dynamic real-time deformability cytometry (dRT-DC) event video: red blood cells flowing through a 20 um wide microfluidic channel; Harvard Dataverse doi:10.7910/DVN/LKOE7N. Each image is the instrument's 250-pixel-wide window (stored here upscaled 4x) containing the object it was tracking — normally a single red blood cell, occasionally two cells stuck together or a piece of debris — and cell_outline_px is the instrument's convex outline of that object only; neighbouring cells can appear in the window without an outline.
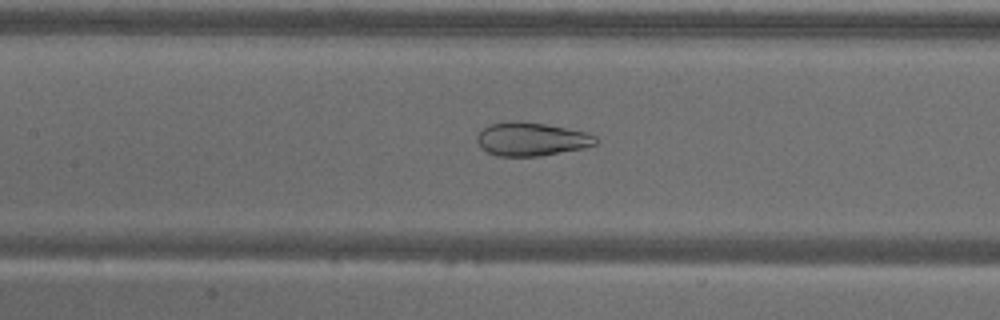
{"species": "common noctule bat (a hibernating species)", "species_latin": "Nyctalus noctula", "temperature_condition": "warm", "stored_images_in_passage": 57, "camera_frame_rate_fps": 3000, "um_per_image_px": 0.085, "animal": {"sex": "male", "body_mass_g": 18.8}, "frame": {"image": 1, "passage_image": 26, "time_ms": 8.333, "image_size_px": [1000, 320], "cell_outline_px": [[596, 144], [584, 148], [540, 156], [496, 156], [480, 148], [476, 140], [476, 136], [488, 124], [508, 120], [520, 120], [544, 124], [584, 132], [596, 136]], "centroid_in_image_um": [45.1, 11.82], "position_along_channel_um": 162.3, "area_um2": 23.24}}
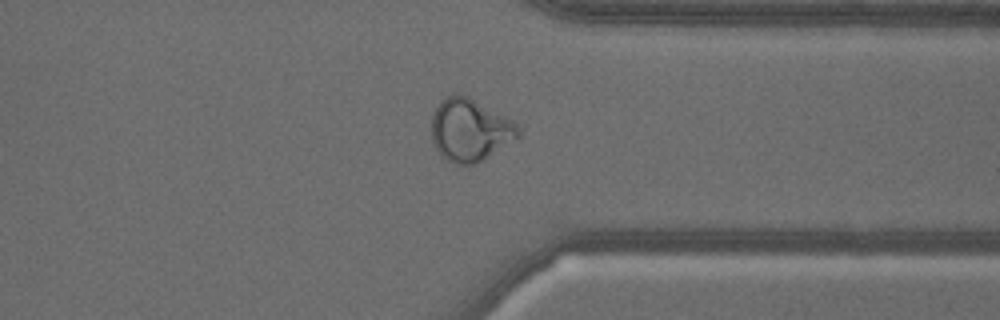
{"frame": {"image": 2, "passage_image": 44, "time_ms": 14.333, "image_size_px": [1000, 320], "cell_outline_px": [[520, 136], [484, 160], [476, 164], [452, 164], [436, 148], [432, 140], [432, 112], [440, 100], [456, 92], [468, 96], [520, 124]], "centroid_in_image_um": [39.95, 11.03], "position_along_channel_um": 371.4, "area_um2": 31.79}}
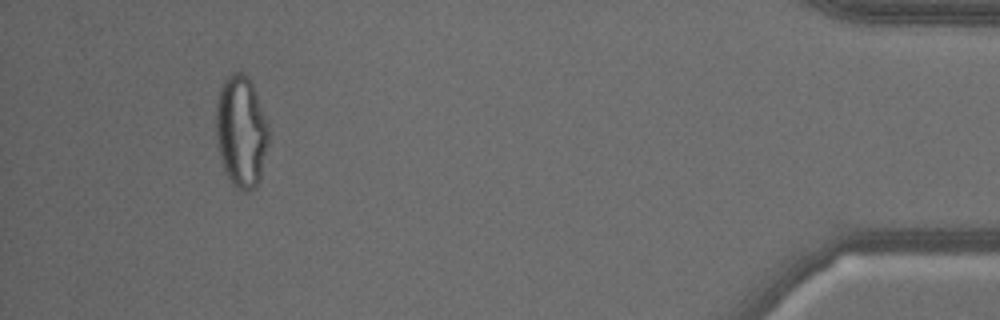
{"frame": {"image": 3, "passage_image": 53, "time_ms": 17.333, "image_size_px": [1000, 320], "cell_outline_px": [[268, 144], [260, 180], [256, 188], [248, 192], [240, 192], [232, 184], [224, 172], [220, 156], [216, 136], [216, 104], [220, 88], [224, 80], [232, 72], [240, 72], [248, 76], [252, 84], [268, 120]], "centroid_in_image_um": [20.51, 11.22], "position_along_channel_um": 414.7, "area_um2": 34.74}}